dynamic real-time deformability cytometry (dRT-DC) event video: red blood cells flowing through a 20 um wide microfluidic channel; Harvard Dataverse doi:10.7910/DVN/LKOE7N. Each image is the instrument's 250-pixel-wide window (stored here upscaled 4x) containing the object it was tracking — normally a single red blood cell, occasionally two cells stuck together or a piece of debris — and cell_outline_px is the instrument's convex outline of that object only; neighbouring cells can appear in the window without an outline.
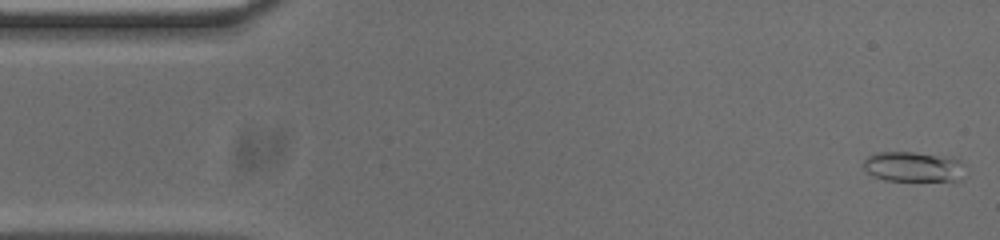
{"species": "common noctule bat (a hibernating species)", "species_latin": "Nyctalus noctula", "temperature_condition": "cold", "stored_images_in_passage": 12, "camera_frame_rate_fps": 3000, "um_per_image_px": 0.085, "animal": {"sex": "male", "body_mass_g": 20.0, "forearm_length_mm": 53.3}, "frame": {"image": 1, "passage_image": 1, "time_ms": 0.0, "image_size_px": [1000, 240], "cell_outline_px": [[964, 164], [960, 180], [884, 180], [872, 176], [864, 168], [864, 160], [868, 156], [876, 152], [912, 152], [960, 160]], "centroid_in_image_um": [77.57, 14.17], "position_along_channel_um": 7.4, "area_um2": 17.4}}